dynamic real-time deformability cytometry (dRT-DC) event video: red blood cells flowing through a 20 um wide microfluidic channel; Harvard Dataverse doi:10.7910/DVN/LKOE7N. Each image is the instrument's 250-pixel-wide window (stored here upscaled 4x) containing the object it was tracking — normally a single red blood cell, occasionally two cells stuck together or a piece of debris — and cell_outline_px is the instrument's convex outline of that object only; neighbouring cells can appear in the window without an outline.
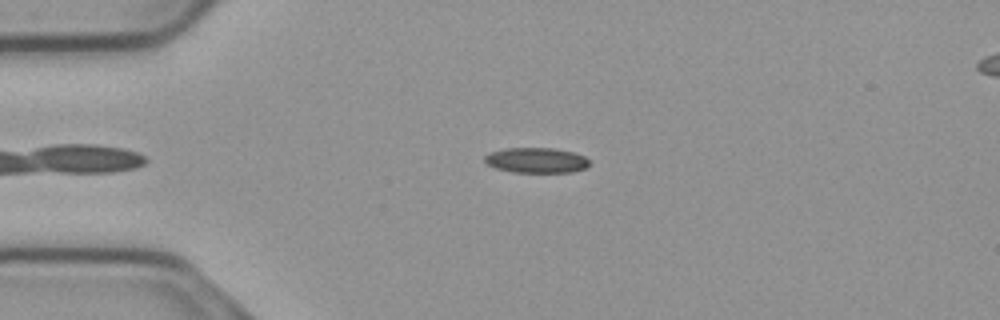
{"species": "common noctule bat (a hibernating species)", "species_latin": "Nyctalus noctula", "temperature_condition": "cold", "stored_images_in_passage": 44, "camera_frame_rate_fps": 3000, "um_per_image_px": 0.085, "animal": {"sex": "male", "body_mass_g": 23.1, "forearm_length_mm": 52.7}, "frame": {"image": 1, "passage_image": 7, "time_ms": 2.0, "image_size_px": [1000, 320], "cell_outline_px": [[588, 164], [584, 168], [572, 172], [516, 172], [496, 168], [488, 164], [484, 160], [484, 156], [492, 152], [504, 148], [556, 148], [572, 152], [584, 156], [588, 160]], "centroid_in_image_um": [45.58, 13.61], "position_along_channel_um": 39.4, "area_um2": 15.2}}
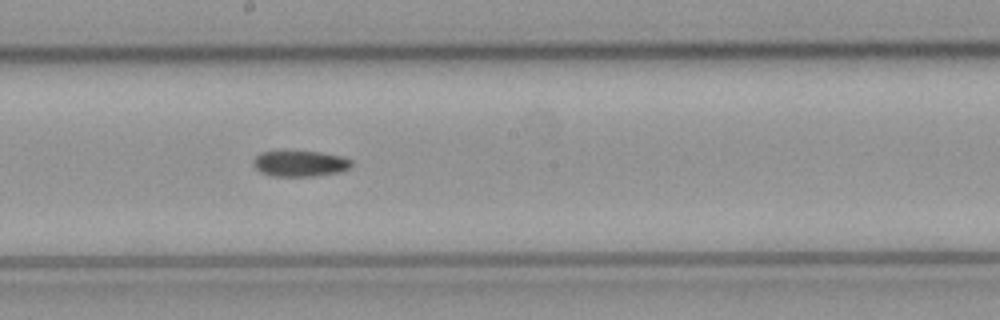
{"frame": {"image": 2, "passage_image": 24, "time_ms": 7.667, "image_size_px": [1000, 320], "cell_outline_px": [[352, 164], [348, 168], [340, 172], [312, 176], [272, 176], [260, 172], [252, 164], [252, 160], [260, 152], [320, 152], [344, 156], [352, 160]], "centroid_in_image_um": [25.5, 13.91], "position_along_channel_um": 222.7, "area_um2": 14.74}}
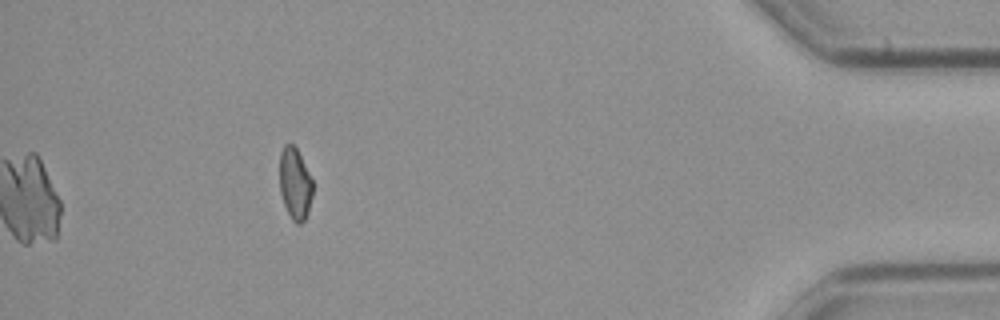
{"frame": {"image": 3, "passage_image": 44, "time_ms": 14.333, "image_size_px": [1000, 320], "cell_outline_px": [[312, 196], [308, 212], [304, 220], [300, 224], [296, 224], [292, 220], [284, 204], [280, 192], [280, 152], [284, 144], [292, 144], [296, 148], [312, 180]], "centroid_in_image_um": [25.06, 15.63], "position_along_channel_um": 410.1, "area_um2": 13.64}}